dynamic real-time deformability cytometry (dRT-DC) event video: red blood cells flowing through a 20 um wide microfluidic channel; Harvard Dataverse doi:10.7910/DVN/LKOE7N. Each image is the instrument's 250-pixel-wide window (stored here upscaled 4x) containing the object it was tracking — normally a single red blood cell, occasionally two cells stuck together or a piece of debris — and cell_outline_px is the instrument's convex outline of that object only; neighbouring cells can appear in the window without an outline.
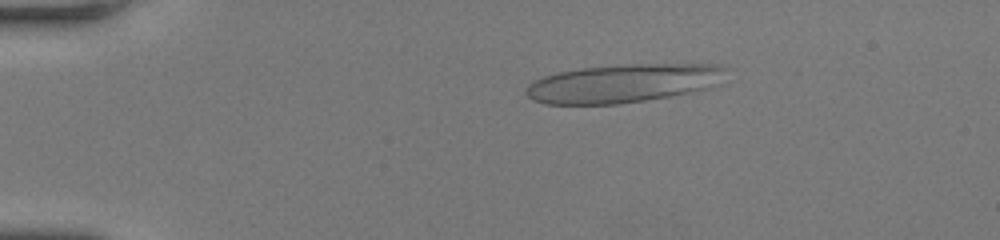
{"species": "human", "species_latin": "Homo sapiens", "temperature_condition": "room temperature", "stored_images_in_passage": 53, "camera_frame_rate_fps": 3000, "um_per_image_px": 0.085, "donor": {"sex": "female"}, "frame": {"image": 1, "passage_image": 10, "time_ms": 3.0, "image_size_px": [1000, 240], "cell_outline_px": [[728, 68], [720, 84], [716, 88], [620, 104], [544, 104], [532, 100], [524, 92], [528, 84], [544, 76], [556, 72], [580, 68], [616, 64], [720, 64]], "centroid_in_image_um": [53.03, 7.07], "position_along_channel_um": 32.0, "area_um2": 45.55}}
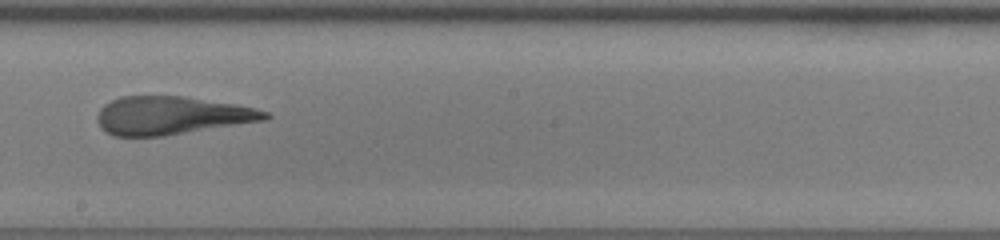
{"frame": {"image": 2, "passage_image": 31, "time_ms": 10.0, "image_size_px": [1000, 240], "cell_outline_px": [[272, 116], [268, 120], [164, 136], [112, 136], [104, 132], [100, 128], [96, 120], [96, 116], [100, 108], [104, 104], [120, 96], [184, 96], [236, 104], [256, 108], [268, 112]], "centroid_in_image_um": [14.58, 9.82], "position_along_channel_um": 233.6, "area_um2": 37.8}}
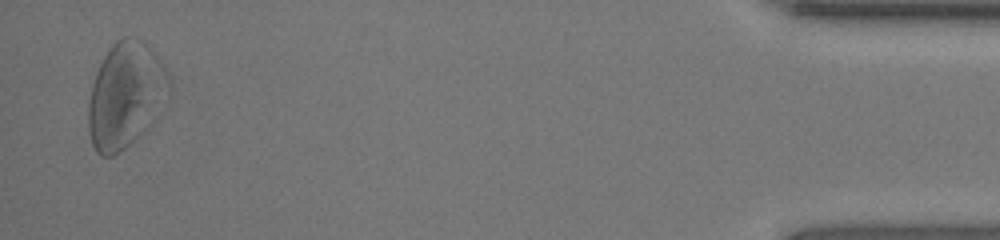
{"frame": {"image": 3, "passage_image": 52, "time_ms": 17.0, "image_size_px": [1000, 240], "cell_outline_px": [[160, 64], [152, 100], [140, 132], [120, 152], [112, 156], [100, 156], [96, 152], [92, 144], [88, 132], [88, 104], [92, 84], [96, 72], [104, 56], [112, 44], [116, 40], [124, 36], [136, 36], [144, 40], [156, 52], [160, 60]], "centroid_in_image_um": [10.34, 8.03], "position_along_channel_um": 424.9, "area_um2": 44.56}, "authors_computed_cell_mechanics": {"area_um2": 39.8242, "velocity_mm_per_s": 3.8563, "shape_relaxation_time_tau1_ms": null, "shape_relaxation_time_tau2_ms": 1.3446, "deformation_change_tau1": null, "deformation_change_tau2": 0.1182}}